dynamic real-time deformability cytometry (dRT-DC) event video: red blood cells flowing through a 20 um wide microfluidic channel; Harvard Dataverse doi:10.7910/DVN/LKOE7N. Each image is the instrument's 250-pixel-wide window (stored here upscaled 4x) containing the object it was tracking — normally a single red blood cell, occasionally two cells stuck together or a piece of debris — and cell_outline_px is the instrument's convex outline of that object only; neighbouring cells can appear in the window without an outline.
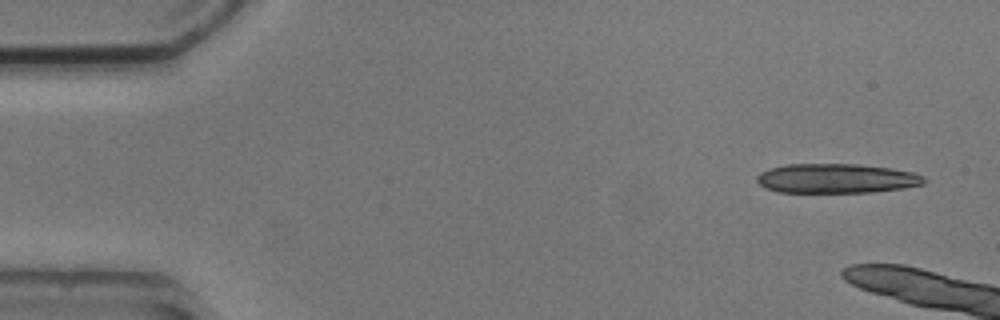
{"species": "common noctule bat (a hibernating species)", "species_latin": "Nyctalus noctula", "temperature_condition": "cold", "stored_images_in_passage": 4, "segment_of_instrument_passage": [2, 2], "camera_frame_rate_fps": 3000, "um_per_image_px": 0.085, "animal": {"sex": "male", "body_mass_g": 20.5, "forearm_length_mm": 52.5}, "frame": {"image": 1, "passage_image": 4, "time_ms": 3.667, "image_size_px": [1000, 320], "cell_outline_px": [[928, 180], [924, 184], [904, 188], [872, 192], [776, 192], [764, 188], [756, 180], [756, 176], [760, 172], [772, 168], [788, 164], [856, 164], [888, 168], [912, 172], [924, 176]], "centroid_in_image_um": [71.1, 15.17], "position_along_channel_um": 13.9, "area_um2": 28.73}}